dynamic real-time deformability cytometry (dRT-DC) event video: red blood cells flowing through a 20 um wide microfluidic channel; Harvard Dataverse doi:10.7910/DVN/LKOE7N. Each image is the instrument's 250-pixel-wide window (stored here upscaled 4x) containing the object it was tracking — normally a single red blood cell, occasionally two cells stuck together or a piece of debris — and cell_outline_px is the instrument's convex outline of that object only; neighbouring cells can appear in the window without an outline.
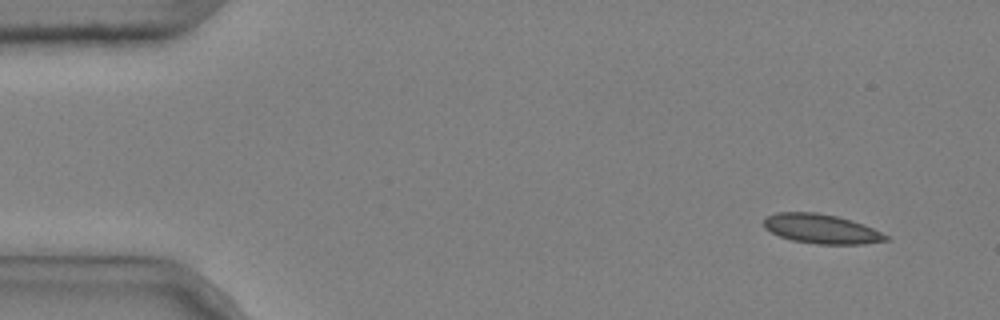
{"species": "common noctule bat (a hibernating species)", "species_latin": "Nyctalus noctula", "temperature_condition": "cold", "stored_images_in_passage": 4, "camera_frame_rate_fps": 3000, "um_per_image_px": 0.085, "animal": {"sex": "male", "body_mass_g": 20.4}, "frame": {"image": 1, "passage_image": 1, "time_ms": 0.0, "image_size_px": [1000, 320], "cell_outline_px": [[888, 240], [864, 244], [816, 244], [792, 240], [780, 236], [764, 228], [764, 220], [768, 216], [776, 212], [816, 212], [836, 216], [852, 220], [864, 224], [888, 236]], "centroid_in_image_um": [69.81, 19.45], "position_along_channel_um": 15.2, "area_um2": 20.81}}
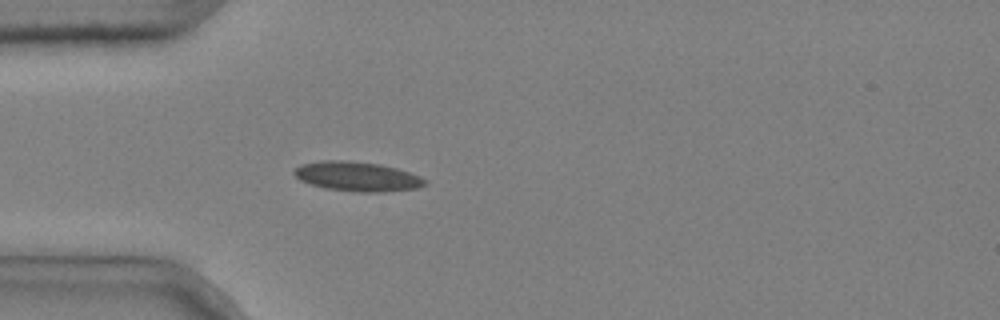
{"frame": {"image": 2, "passage_image": 4, "time_ms": 1.0, "image_size_px": [1000, 320], "cell_outline_px": [[428, 184], [416, 188], [380, 192], [360, 192], [324, 188], [300, 180], [292, 172], [300, 164], [320, 160], [344, 160], [380, 164], [396, 168], [420, 176], [428, 180]], "centroid_in_image_um": [30.36, 14.99], "position_along_channel_um": 54.6, "area_um2": 22.48}}